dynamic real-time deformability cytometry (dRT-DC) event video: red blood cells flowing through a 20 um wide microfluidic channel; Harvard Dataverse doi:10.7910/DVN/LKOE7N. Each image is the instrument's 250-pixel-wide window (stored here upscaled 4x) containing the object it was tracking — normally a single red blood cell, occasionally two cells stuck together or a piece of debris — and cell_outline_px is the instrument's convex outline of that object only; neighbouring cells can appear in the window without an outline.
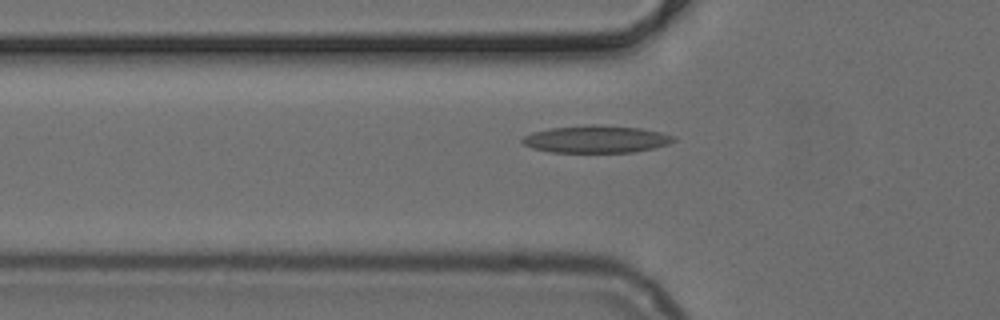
{"species": "common noctule bat (a hibernating species)", "species_latin": "Nyctalus noctula", "temperature_condition": "cold", "stored_images_in_passage": 35, "camera_frame_rate_fps": 3000, "um_per_image_px": 0.085, "animal": {"sex": "female", "body_mass_g": 24.6, "forearm_length_mm": 56.2}, "frame": {"image": 1, "passage_image": 6, "time_ms": 1.667, "image_size_px": [1000, 320], "cell_outline_px": [[676, 140], [668, 144], [652, 148], [632, 152], [548, 152], [532, 148], [524, 144], [520, 140], [524, 136], [532, 132], [552, 128], [592, 124], [596, 124], [640, 128], [660, 132], [676, 136]], "centroid_in_image_um": [50.67, 11.83], "position_along_channel_um": 75.1, "area_um2": 24.04}}
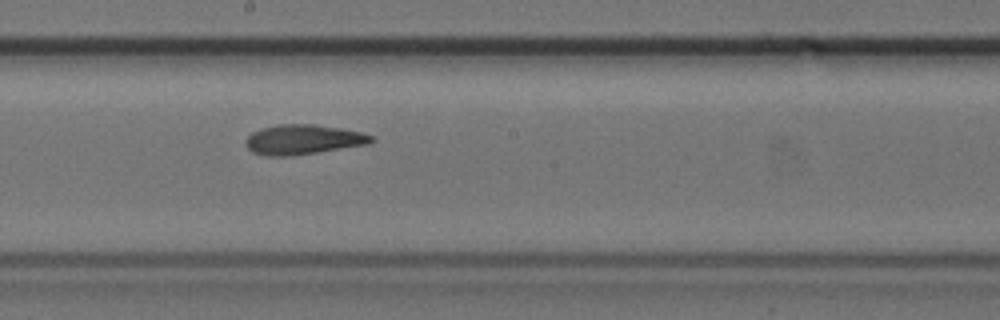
{"frame": {"image": 2, "passage_image": 17, "time_ms": 5.333, "image_size_px": [1000, 320], "cell_outline_px": [[376, 140], [368, 144], [316, 152], [288, 156], [268, 156], [252, 152], [244, 144], [248, 136], [252, 132], [276, 124], [316, 124], [340, 128], [360, 132], [372, 136]], "centroid_in_image_um": [25.75, 11.85], "position_along_channel_um": 222.5, "area_um2": 21.68}}
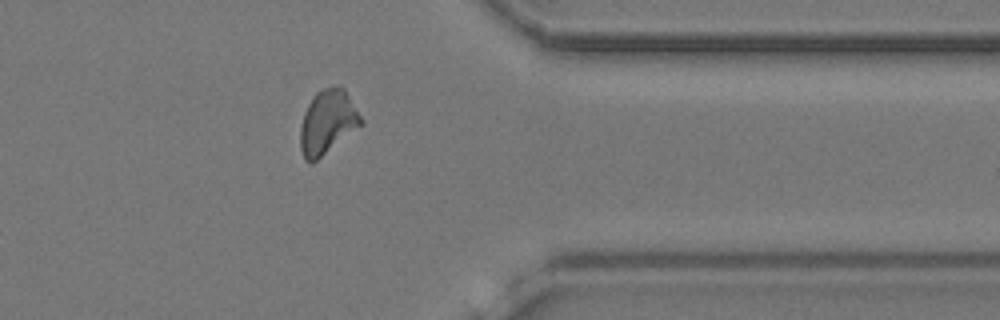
{"frame": {"image": 3, "passage_image": 30, "time_ms": 9.667, "image_size_px": [1000, 320], "cell_outline_px": [[364, 124], [312, 164], [308, 164], [304, 160], [300, 148], [300, 128], [304, 112], [308, 104], [316, 92], [320, 88], [344, 88], [364, 120]], "centroid_in_image_um": [27.84, 10.42], "position_along_channel_um": 383.6, "area_um2": 22.83}}